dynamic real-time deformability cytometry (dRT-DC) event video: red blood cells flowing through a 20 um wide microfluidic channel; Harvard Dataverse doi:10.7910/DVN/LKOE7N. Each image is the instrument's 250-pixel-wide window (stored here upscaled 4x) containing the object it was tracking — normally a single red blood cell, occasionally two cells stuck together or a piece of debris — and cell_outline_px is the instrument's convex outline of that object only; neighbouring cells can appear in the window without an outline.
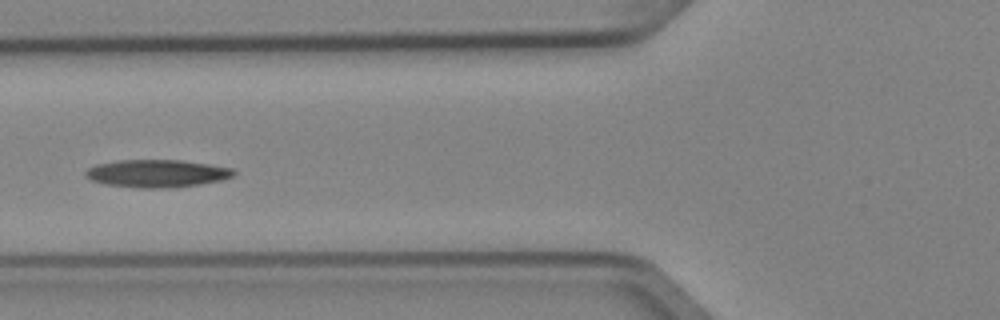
{"species": "Egyptian fruit bat (a non-hibernating species)", "species_latin": "Rousettus aegyptiacus", "temperature_condition": "cold", "stored_images_in_passage": 6, "camera_frame_rate_fps": 3000, "um_per_image_px": 0.085, "animal": {"sex": "female"}, "frame": {"image": 1, "passage_image": 5, "time_ms": 1.333, "image_size_px": [1000, 320], "cell_outline_px": [[236, 172], [232, 176], [220, 180], [200, 184], [172, 188], [140, 188], [104, 184], [92, 180], [84, 176], [84, 172], [88, 168], [96, 164], [120, 160], [180, 160], [208, 164], [232, 168]], "centroid_in_image_um": [13.3, 14.74], "position_along_channel_um": 112.5, "area_um2": 23.87}}